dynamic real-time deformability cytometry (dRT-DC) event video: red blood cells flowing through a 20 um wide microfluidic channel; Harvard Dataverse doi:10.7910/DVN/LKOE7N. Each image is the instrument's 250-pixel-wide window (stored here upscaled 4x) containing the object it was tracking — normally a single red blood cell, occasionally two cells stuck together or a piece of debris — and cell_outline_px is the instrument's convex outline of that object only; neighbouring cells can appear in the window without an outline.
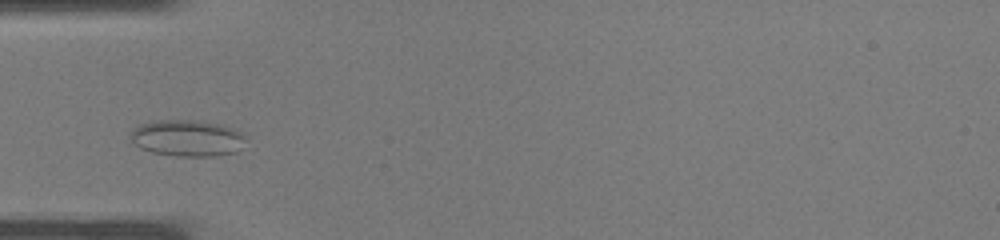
{"species": "common noctule bat (a hibernating species)", "species_latin": "Nyctalus noctula", "temperature_condition": "warm", "stored_images_in_passage": 27, "camera_frame_rate_fps": 3000, "um_per_image_px": 0.085, "animal": {"sex": "male", "body_mass_g": 19.0, "forearm_length_mm": 50.8}, "frame": {"image": 1, "passage_image": 2, "time_ms": 0.333, "image_size_px": [1000, 240], "cell_outline_px": [[244, 140], [236, 152], [216, 156], [176, 156], [152, 152], [140, 148], [128, 136], [132, 128], [140, 124], [156, 120], [204, 120], [224, 124], [240, 132], [244, 136]], "centroid_in_image_um": [15.88, 11.72], "position_along_channel_um": 69.1, "area_um2": 24.68}}
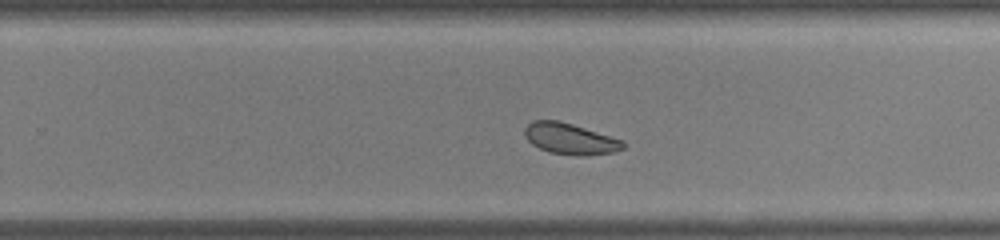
{"frame": {"image": 2, "passage_image": 14, "time_ms": 4.333, "image_size_px": [1000, 240], "cell_outline_px": [[624, 148], [612, 152], [588, 156], [576, 156], [548, 152], [532, 144], [524, 136], [524, 128], [532, 120], [556, 120], [572, 124], [624, 140]], "centroid_in_image_um": [48.44, 11.8], "position_along_channel_um": 281.4, "area_um2": 17.92}}
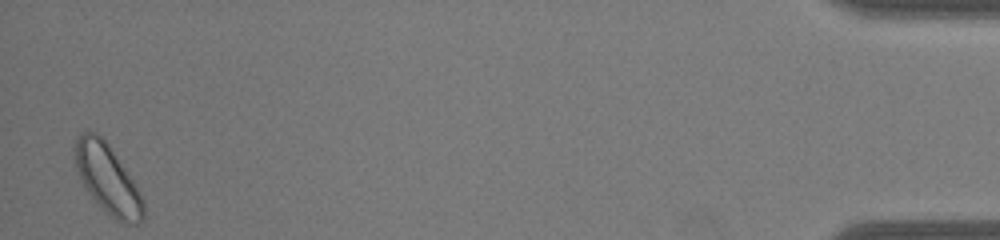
{"frame": {"image": 3, "passage_image": 27, "time_ms": 8.667, "image_size_px": [1000, 240], "cell_outline_px": [[144, 220], [136, 224], [120, 224], [84, 188], [76, 168], [72, 148], [76, 136], [88, 128], [104, 136], [132, 180], [144, 200]], "centroid_in_image_um": [9.11, 15.14], "position_along_channel_um": 426.1, "area_um2": 27.92}}